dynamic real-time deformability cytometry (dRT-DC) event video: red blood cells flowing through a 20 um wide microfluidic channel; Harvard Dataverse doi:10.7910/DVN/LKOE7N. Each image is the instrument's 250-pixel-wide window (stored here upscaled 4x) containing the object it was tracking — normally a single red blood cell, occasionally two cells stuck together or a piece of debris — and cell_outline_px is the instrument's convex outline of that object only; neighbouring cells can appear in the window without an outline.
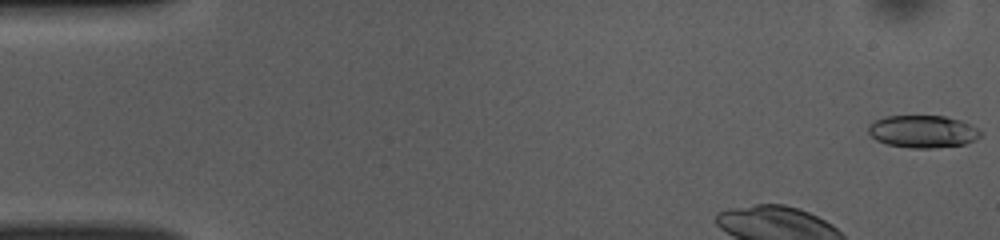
{"species": "common noctule bat (a hibernating species)", "species_latin": "Nyctalus noctula", "temperature_condition": "room temperature", "stored_images_in_passage": 47, "camera_frame_rate_fps": 3000, "um_per_image_px": 0.085, "animal": {"sex": "female", "body_mass_g": 10.0, "forearm_length_mm": 53.1}, "frame": {"image": 1, "passage_image": 1, "time_ms": 0.0, "image_size_px": [1000, 240], "cell_outline_px": [[984, 132], [976, 140], [964, 144], [932, 148], [912, 148], [888, 144], [876, 140], [868, 132], [868, 124], [876, 120], [888, 116], [944, 116], [960, 120]], "centroid_in_image_um": [78.44, 11.18], "position_along_channel_um": 6.6, "area_um2": 21.1}}